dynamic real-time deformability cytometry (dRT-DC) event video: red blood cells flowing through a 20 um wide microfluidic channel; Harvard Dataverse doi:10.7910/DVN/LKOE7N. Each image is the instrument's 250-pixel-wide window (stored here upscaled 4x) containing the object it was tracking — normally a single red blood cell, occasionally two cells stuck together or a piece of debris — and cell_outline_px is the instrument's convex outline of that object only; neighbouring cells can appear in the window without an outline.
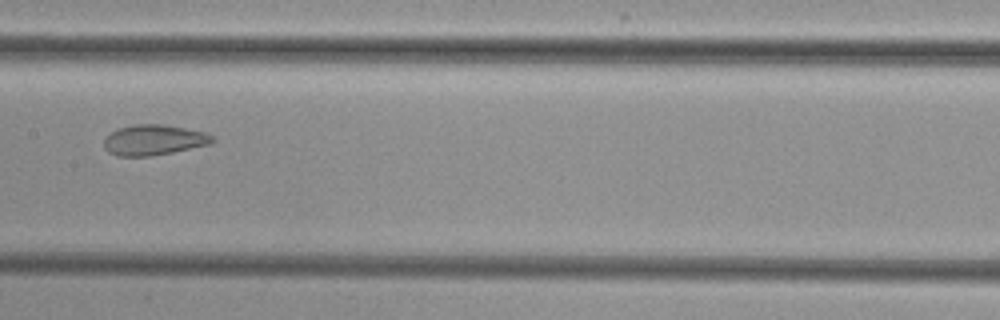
{"species": "common noctule bat (a hibernating species)", "species_latin": "Nyctalus noctula", "temperature_condition": "cold", "stored_images_in_passage": 5, "camera_frame_rate_fps": 3000, "um_per_image_px": 0.085, "animal": {"sex": "female", "body_mass_g": 29.2, "forearm_length_mm": 56.3}, "frame": {"image": 1, "passage_image": 4, "time_ms": 3.333, "image_size_px": [1000, 320], "cell_outline_px": [[216, 140], [212, 144], [152, 156], [116, 156], [108, 152], [104, 148], [104, 140], [112, 132], [120, 128], [136, 124], [164, 124], [204, 132], [212, 136]], "centroid_in_image_um": [13.09, 11.91], "position_along_channel_um": 194.3, "area_um2": 19.19}}
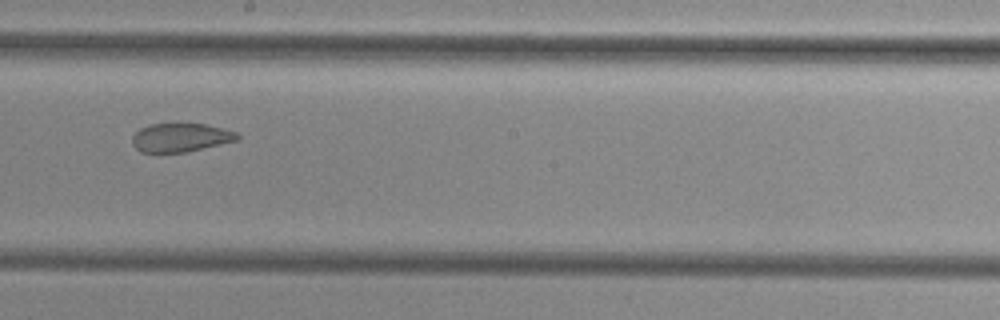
{"frame": {"image": 2, "passage_image": 5, "time_ms": 4.333, "image_size_px": [1000, 320], "cell_outline_px": [[240, 140], [188, 152], [140, 152], [132, 144], [132, 136], [140, 128], [152, 124], [176, 120], [204, 124], [236, 132], [240, 136]], "centroid_in_image_um": [15.35, 11.65], "position_along_channel_um": 232.8, "area_um2": 18.26}}